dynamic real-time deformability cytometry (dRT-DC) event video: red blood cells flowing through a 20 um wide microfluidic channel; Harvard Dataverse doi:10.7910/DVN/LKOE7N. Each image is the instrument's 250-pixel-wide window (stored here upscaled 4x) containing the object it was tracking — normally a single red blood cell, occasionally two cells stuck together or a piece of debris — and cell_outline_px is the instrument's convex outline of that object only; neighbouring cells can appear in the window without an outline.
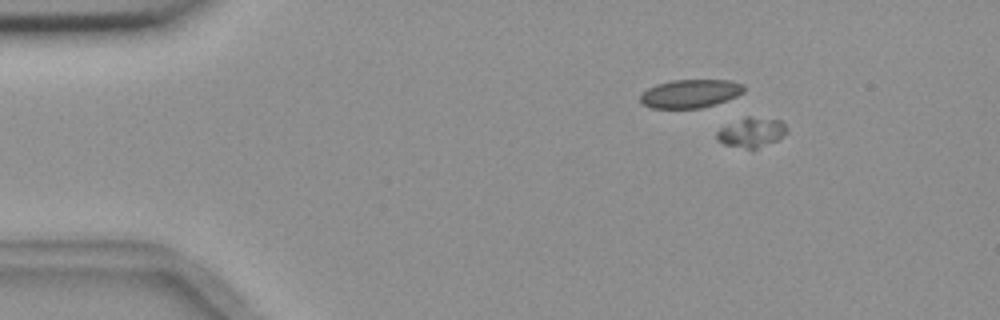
{"species": "common noctule bat (a hibernating species)", "species_latin": "Nyctalus noctula", "temperature_condition": "room temperature", "stored_images_in_passage": 10, "camera_frame_rate_fps": 3000, "um_per_image_px": 0.085, "animal": {"sex": "female", "body_mass_g": 18.4}, "frame": {"image": 1, "passage_image": 2, "time_ms": 1.667, "image_size_px": [1000, 320], "cell_outline_px": [[788, 132], [784, 136], [776, 140], [756, 148], [748, 148], [724, 144], [716, 140], [716, 132], [720, 128], [744, 116], [748, 116], [780, 120], [784, 124]], "centroid_in_image_um": [63.86, 11.23], "position_along_channel_um": 21.1, "area_um2": 11.96}}
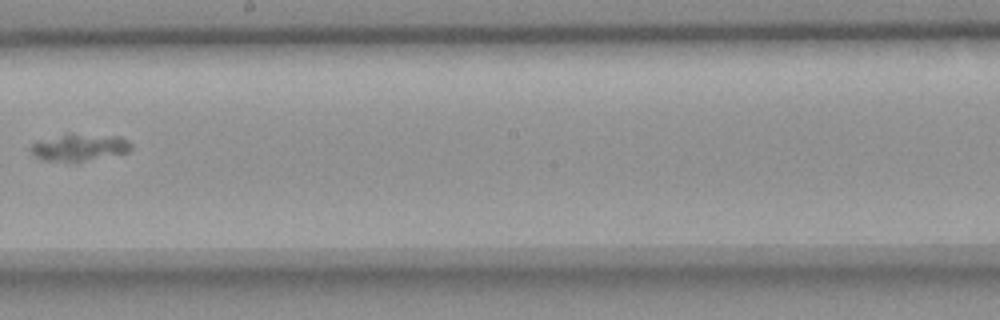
{"frame": {"image": 2, "passage_image": 9, "time_ms": 10.0, "image_size_px": [1000, 320], "cell_outline_px": [[132, 148], [128, 152], [80, 160], [40, 160], [28, 148], [32, 144], [64, 136], [120, 136], [128, 140], [132, 144]], "centroid_in_image_um": [6.81, 12.55], "position_along_channel_um": 241.4, "area_um2": 14.33}}
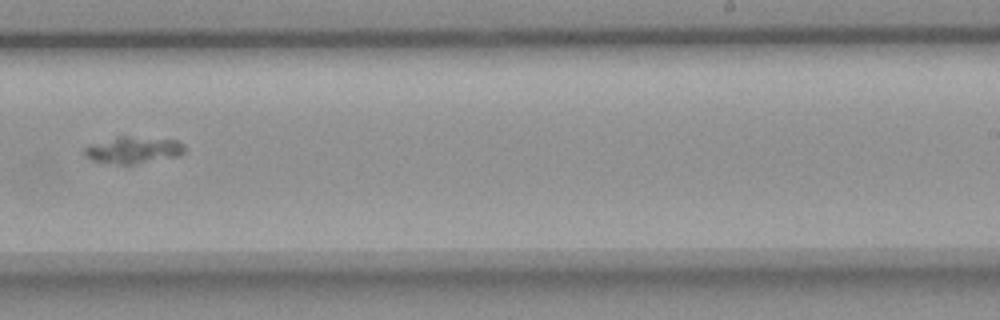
{"frame": {"image": 3, "passage_image": 10, "time_ms": 11.0, "image_size_px": [1000, 320], "cell_outline_px": [[184, 152], [180, 156], [132, 164], [120, 164], [92, 160], [84, 152], [84, 148], [120, 136], [128, 136], [176, 140], [184, 144]], "centroid_in_image_um": [11.41, 12.75], "position_along_channel_um": 277.6, "area_um2": 15.09}}